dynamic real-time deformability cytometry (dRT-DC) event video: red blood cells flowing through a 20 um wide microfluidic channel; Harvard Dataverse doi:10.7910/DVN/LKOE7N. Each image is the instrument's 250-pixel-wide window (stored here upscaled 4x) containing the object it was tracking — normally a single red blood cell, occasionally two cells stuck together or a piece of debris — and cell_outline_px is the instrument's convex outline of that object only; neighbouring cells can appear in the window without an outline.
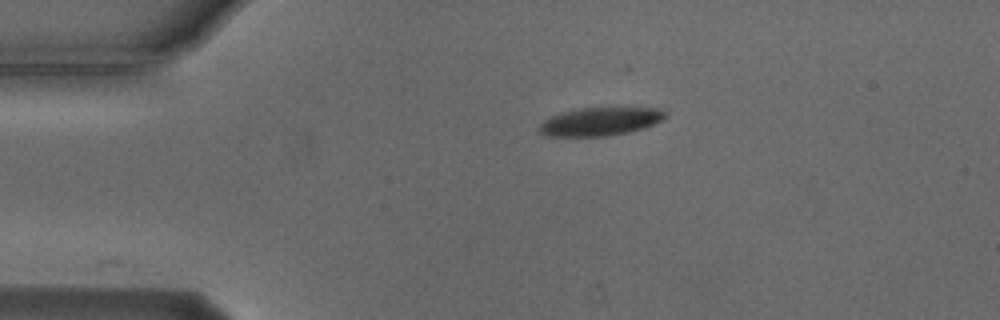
{"species": "Egyptian fruit bat (a non-hibernating species)", "species_latin": "Rousettus aegyptiacus", "temperature_condition": "cold", "stored_images_in_passage": 3, "camera_frame_rate_fps": 3000, "um_per_image_px": 0.085, "animal": {"sex": "male"}, "frame": {"image": 1, "passage_image": 1, "time_ms": 0.0, "image_size_px": [1000, 320], "cell_outline_px": [[668, 116], [644, 128], [628, 132], [608, 136], [544, 136], [536, 128], [548, 116], [560, 112], [580, 108], [664, 108], [668, 112]], "centroid_in_image_um": [50.99, 10.32], "position_along_channel_um": 34.0, "area_um2": 20.98}}